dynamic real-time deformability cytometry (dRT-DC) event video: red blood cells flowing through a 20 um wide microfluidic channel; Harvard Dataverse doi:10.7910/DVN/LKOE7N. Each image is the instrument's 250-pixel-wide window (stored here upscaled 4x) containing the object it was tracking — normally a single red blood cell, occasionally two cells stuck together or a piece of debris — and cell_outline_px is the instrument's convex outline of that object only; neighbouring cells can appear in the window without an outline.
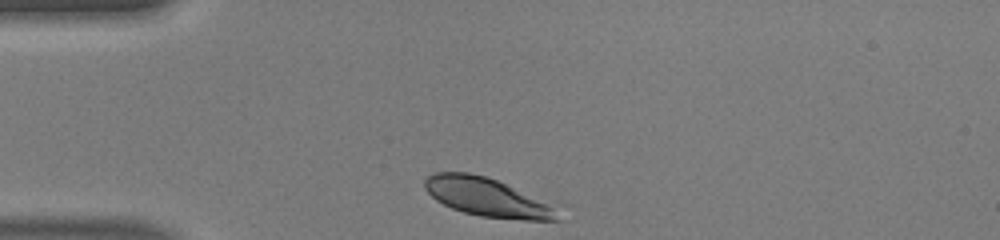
{"species": "human", "species_latin": "Homo sapiens", "temperature_condition": "warm", "stored_images_in_passage": 29, "camera_frame_rate_fps": 3000, "um_per_image_px": 0.085, "donor": {"sex": "male"}, "frame": {"image": 1, "passage_image": 1, "time_ms": 0.0, "image_size_px": [1000, 240], "cell_outline_px": [[568, 204], [560, 220], [524, 220], [480, 216], [464, 212], [452, 208], [436, 200], [424, 188], [424, 180], [432, 172], [468, 172], [484, 176]], "centroid_in_image_um": [41.73, 16.78], "position_along_channel_um": 43.3, "area_um2": 31.79}}
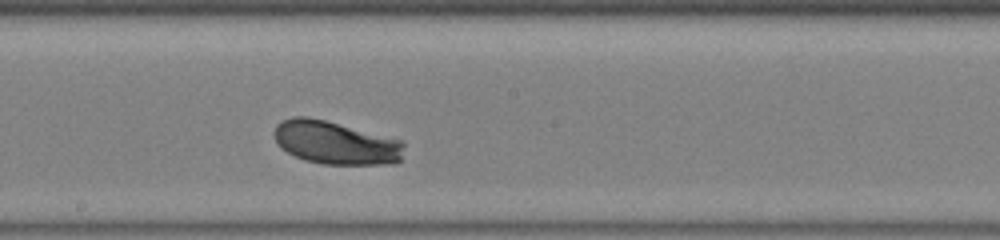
{"frame": {"image": 2, "passage_image": 16, "time_ms": 5.0, "image_size_px": [1000, 240], "cell_outline_px": [[404, 144], [400, 160], [396, 164], [324, 164], [304, 160], [280, 148], [272, 132], [276, 124], [280, 120], [292, 116], [308, 116], [404, 140]], "centroid_in_image_um": [28.5, 12.12], "position_along_channel_um": 219.7, "area_um2": 32.95}}
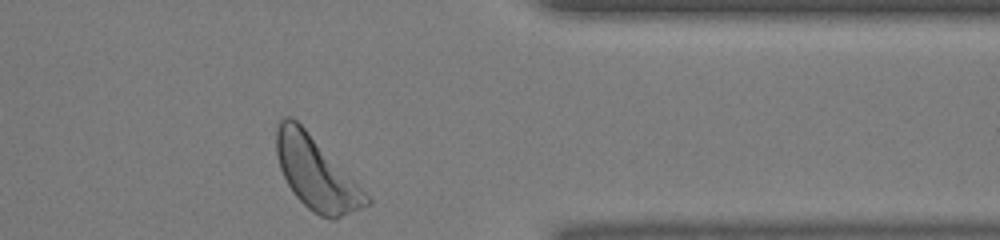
{"frame": {"image": 3, "passage_image": 29, "time_ms": 9.333, "image_size_px": [1000, 240], "cell_outline_px": [[372, 204], [336, 220], [332, 220], [320, 216], [312, 212], [296, 196], [288, 184], [280, 168], [276, 152], [276, 128], [280, 120], [284, 116], [292, 116], [304, 128], [372, 200]], "centroid_in_image_um": [26.86, 14.77], "position_along_channel_um": 384.5, "area_um2": 37.28}, "authors_computed_cell_mechanics": {"area_um2": 32.5992, "velocity_mm_per_s": 4.0906, "shape_relaxation_time_tau1_ms": 1.3189, "shape_relaxation_time_tau2_ms": 10.1819, "deformation_change_tau1": 0.1033, "deformation_change_tau2": 0.2534}}